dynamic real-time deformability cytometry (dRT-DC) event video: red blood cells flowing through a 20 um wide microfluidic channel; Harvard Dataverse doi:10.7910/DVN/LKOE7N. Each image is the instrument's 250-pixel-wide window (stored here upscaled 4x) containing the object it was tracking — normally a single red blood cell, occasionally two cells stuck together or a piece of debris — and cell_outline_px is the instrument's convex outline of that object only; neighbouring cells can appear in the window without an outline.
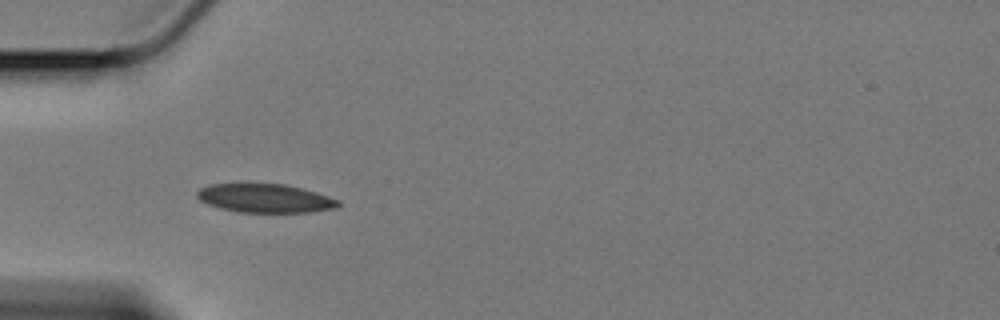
{"species": "Egyptian fruit bat (a non-hibernating species)", "species_latin": "Rousettus aegyptiacus", "temperature_condition": "cold", "stored_images_in_passage": 42, "camera_frame_rate_fps": 3000, "um_per_image_px": 0.085, "animal": {"sex": "female"}, "frame": {"image": 1, "passage_image": 1, "time_ms": 0.0, "image_size_px": [1000, 320], "cell_outline_px": [[340, 204], [336, 208], [312, 212], [236, 212], [220, 208], [208, 204], [200, 200], [196, 196], [196, 192], [200, 188], [212, 184], [284, 184], [304, 188], [340, 200]], "centroid_in_image_um": [22.55, 16.85], "position_along_channel_um": 62.5, "area_um2": 23.64}}
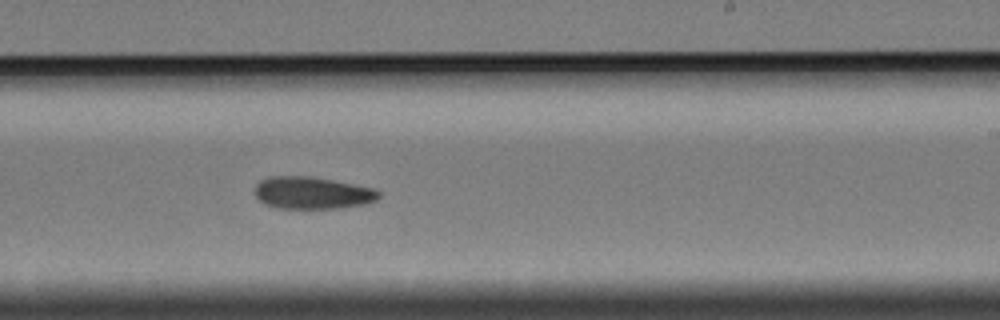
{"frame": {"image": 2, "passage_image": 19, "time_ms": 6.0, "image_size_px": [1000, 320], "cell_outline_px": [[380, 196], [376, 200], [364, 204], [340, 208], [276, 208], [264, 204], [256, 196], [256, 184], [260, 180], [268, 176], [308, 176], [332, 180], [376, 188], [380, 192]], "centroid_in_image_um": [26.55, 16.39], "position_along_channel_um": 262.5, "area_um2": 23.29}}
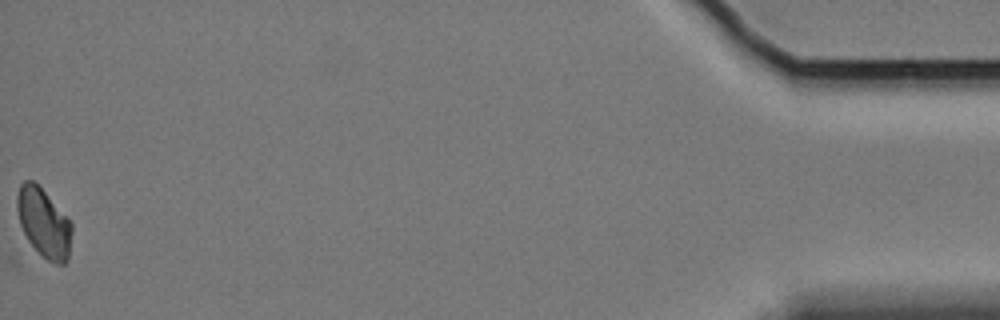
{"frame": {"image": 3, "passage_image": 42, "time_ms": 13.667, "image_size_px": [1000, 320], "cell_outline_px": [[72, 232], [68, 260], [64, 264], [56, 264], [48, 260], [28, 240], [20, 224], [16, 208], [16, 196], [20, 184], [24, 180], [32, 180], [44, 192], [72, 224]], "centroid_in_image_um": [3.71, 18.94], "position_along_channel_um": 431.5, "area_um2": 21.5}, "authors_computed_cell_mechanics": {"area_um2": 23.2356, "velocity_mm_per_s": 3.3704, "shape_relaxation_time_tau1_ms": 9.2255, "shape_relaxation_time_tau2_ms": null, "deformation_change_tau1": 0.1242, "deformation_change_tau2": null}}